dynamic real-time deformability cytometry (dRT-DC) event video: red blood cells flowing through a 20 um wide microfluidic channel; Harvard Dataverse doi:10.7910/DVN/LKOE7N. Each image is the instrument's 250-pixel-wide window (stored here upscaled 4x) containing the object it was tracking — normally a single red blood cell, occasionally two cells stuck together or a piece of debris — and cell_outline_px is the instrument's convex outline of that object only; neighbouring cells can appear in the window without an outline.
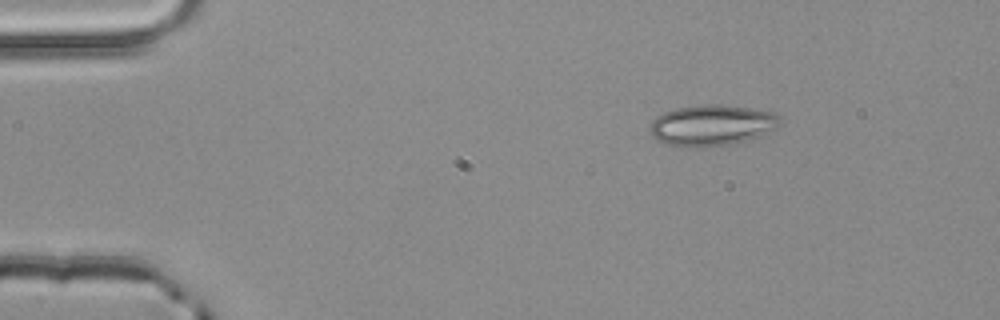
{"species": "common noctule bat (a hibernating species)", "species_latin": "Nyctalus noctula", "temperature_condition": "room temperature", "stored_images_in_passage": 3, "camera_frame_rate_fps": 3000, "um_per_image_px": 0.085, "animal": {"sex": "male", "body_mass_g": 20.4}, "frame": {"image": 1, "passage_image": 1, "time_ms": 0.0, "image_size_px": [1000, 320], "cell_outline_px": [[780, 124], [776, 128], [760, 136], [748, 140], [728, 144], [696, 148], [692, 148], [668, 144], [656, 140], [652, 136], [648, 128], [652, 120], [656, 116], [664, 112], [676, 108], [704, 104], [720, 104], [752, 108], [776, 112], [780, 116]], "centroid_in_image_um": [60.5, 10.64], "position_along_channel_um": 24.5, "area_um2": 31.39}}